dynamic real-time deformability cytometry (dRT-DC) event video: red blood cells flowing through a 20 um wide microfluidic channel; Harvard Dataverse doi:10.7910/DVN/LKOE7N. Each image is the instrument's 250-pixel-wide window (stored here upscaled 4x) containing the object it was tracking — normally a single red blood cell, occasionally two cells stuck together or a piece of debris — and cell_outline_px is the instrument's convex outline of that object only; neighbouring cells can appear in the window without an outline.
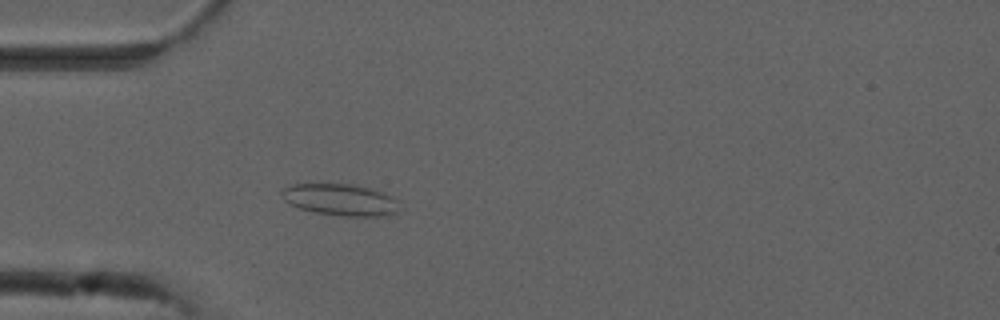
{"species": "common noctule bat (a hibernating species)", "species_latin": "Nyctalus noctula", "temperature_condition": "cold", "stored_images_in_passage": 40, "camera_frame_rate_fps": 3000, "um_per_image_px": 0.085, "animal": {"sex": "male", "forearm_length_mm": 52.5}, "frame": {"image": 1, "passage_image": 2, "time_ms": 0.333, "image_size_px": [1000, 320], "cell_outline_px": [[400, 200], [396, 212], [388, 216], [344, 216], [316, 212], [300, 208], [288, 204], [284, 200], [280, 192], [284, 188], [292, 184], [348, 184], [368, 188], [384, 192]], "centroid_in_image_um": [28.95, 16.98], "position_along_channel_um": 56.1, "area_um2": 21.73}}
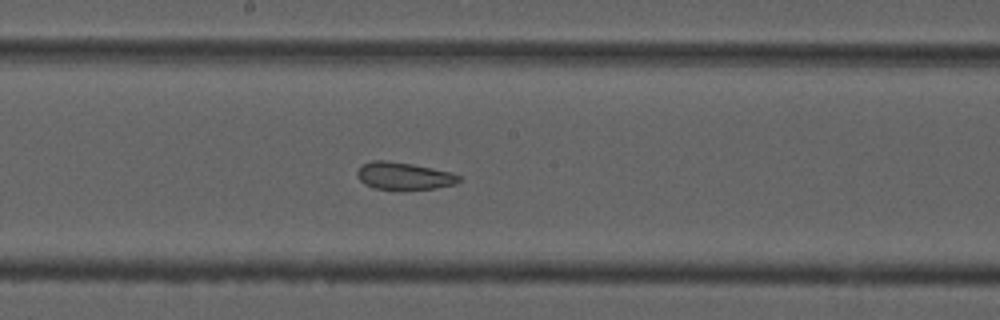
{"frame": {"image": 2, "passage_image": 15, "time_ms": 4.667, "image_size_px": [1000, 320], "cell_outline_px": [[464, 180], [456, 184], [436, 188], [372, 188], [364, 184], [360, 180], [356, 172], [364, 164], [372, 160], [384, 160], [412, 164], [452, 172], [460, 176]], "centroid_in_image_um": [34.38, 14.94], "position_along_channel_um": 213.8, "area_um2": 15.95}}
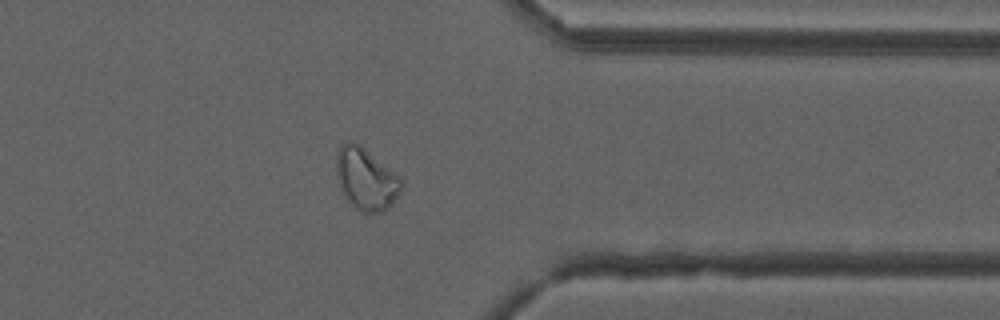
{"frame": {"image": 3, "passage_image": 29, "time_ms": 9.333, "image_size_px": [1000, 320], "cell_outline_px": [[404, 184], [400, 192], [392, 204], [384, 212], [364, 212], [356, 208], [348, 200], [340, 188], [336, 176], [336, 156], [340, 144], [352, 140], [360, 144], [400, 176], [404, 180]], "centroid_in_image_um": [31.12, 15.19], "position_along_channel_um": 380.3, "area_um2": 23.7}, "authors_computed_cell_mechanics": {"area_um2": 18.1203, "velocity_mm_per_s": 3.7532, "shape_relaxation_time_tau1_ms": null, "shape_relaxation_time_tau2_ms": 2.388, "deformation_change_tau1": null, "deformation_change_tau2": 0.0825}}